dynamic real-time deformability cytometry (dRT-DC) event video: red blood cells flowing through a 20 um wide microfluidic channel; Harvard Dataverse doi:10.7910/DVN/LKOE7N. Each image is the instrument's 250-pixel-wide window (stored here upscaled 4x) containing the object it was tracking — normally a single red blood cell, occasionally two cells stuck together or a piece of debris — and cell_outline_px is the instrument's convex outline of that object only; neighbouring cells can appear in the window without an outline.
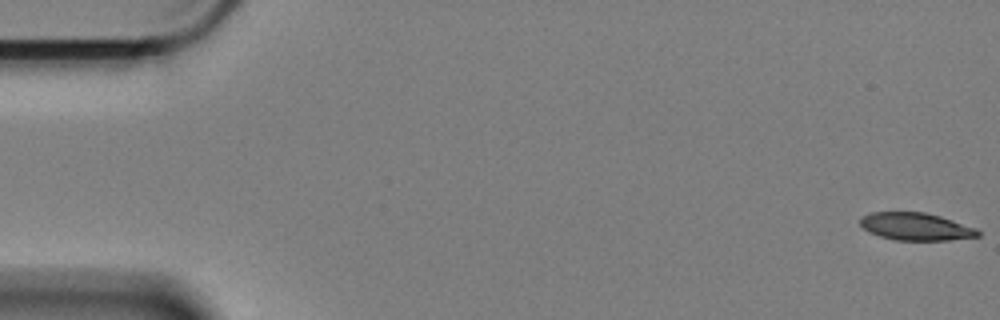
{"species": "Egyptian fruit bat (a non-hibernating species)", "species_latin": "Rousettus aegyptiacus", "temperature_condition": "cold", "stored_images_in_passage": 59, "camera_frame_rate_fps": 3000, "um_per_image_px": 0.085, "animal": {"sex": "female"}, "frame": {"image": 1, "passage_image": 1, "time_ms": 0.0, "image_size_px": [1000, 320], "cell_outline_px": [[980, 236], [948, 240], [896, 240], [880, 236], [864, 228], [860, 224], [860, 220], [864, 216], [872, 212], [924, 212], [940, 216], [976, 228], [980, 232]], "centroid_in_image_um": [77.87, 19.26], "position_along_channel_um": 7.1, "area_um2": 18.61}}
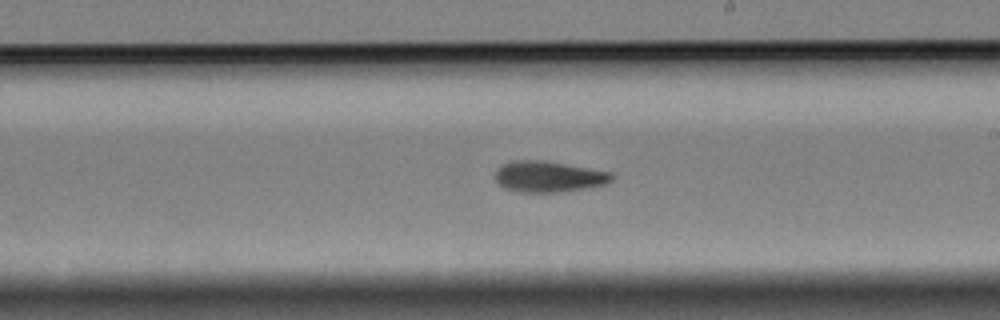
{"frame": {"image": 2, "passage_image": 34, "time_ms": 11.0, "image_size_px": [1000, 320], "cell_outline_px": [[616, 176], [612, 180], [604, 184], [584, 188], [560, 192], [520, 192], [504, 188], [496, 180], [496, 168], [500, 164], [512, 160], [540, 160], [612, 172]], "centroid_in_image_um": [46.6, 15.0], "position_along_channel_um": 242.4, "area_um2": 20.98}}
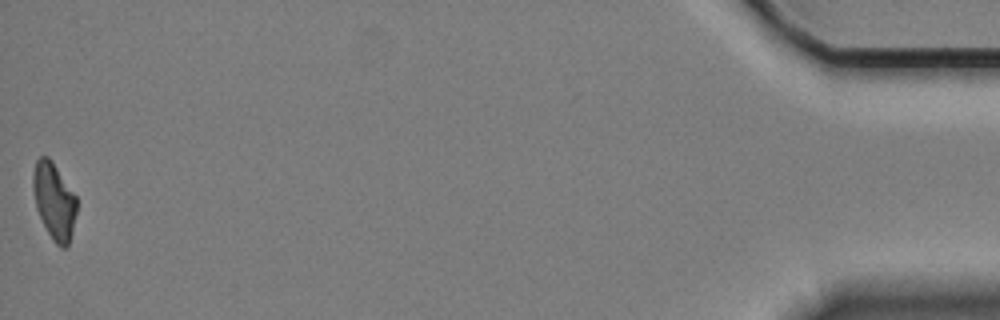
{"frame": {"image": 3, "passage_image": 59, "time_ms": 19.333, "image_size_px": [1000, 320], "cell_outline_px": [[76, 212], [72, 232], [68, 248], [60, 248], [52, 240], [36, 208], [32, 188], [32, 176], [36, 160], [40, 156], [48, 156], [52, 160], [76, 196]], "centroid_in_image_um": [4.59, 17.08], "position_along_channel_um": 430.6, "area_um2": 19.54}, "authors_computed_cell_mechanics": {"area_um2": 20.6924, "velocity_mm_per_s": 3.3847, "shape_relaxation_time_tau1_ms": 5.6274, "shape_relaxation_time_tau2_ms": 7.4535, "deformation_change_tau1": 0.166, "deformation_change_tau2": 0.1597}}